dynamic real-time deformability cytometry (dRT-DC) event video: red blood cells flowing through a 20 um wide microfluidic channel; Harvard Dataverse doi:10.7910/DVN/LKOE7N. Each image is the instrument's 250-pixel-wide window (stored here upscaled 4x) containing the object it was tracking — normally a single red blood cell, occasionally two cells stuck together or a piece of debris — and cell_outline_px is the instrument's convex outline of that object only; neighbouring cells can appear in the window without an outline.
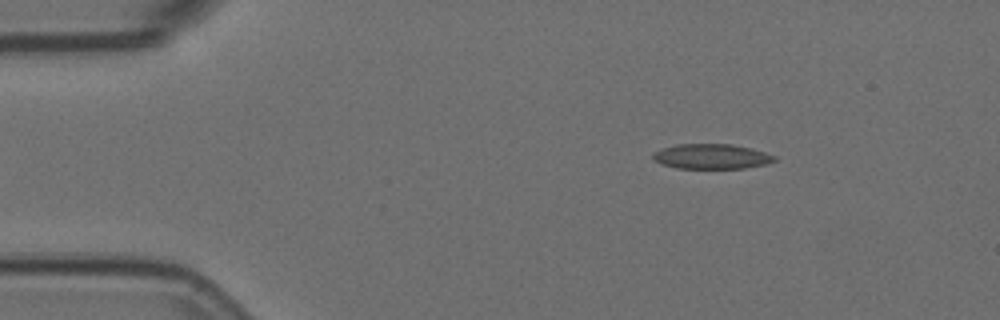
{"species": "Egyptian fruit bat (a non-hibernating species)", "species_latin": "Rousettus aegyptiacus", "temperature_condition": "room temperature", "stored_images_in_passage": 4, "camera_frame_rate_fps": 3000, "um_per_image_px": 0.085, "animal": {"sex": "female"}, "frame": {"image": 1, "passage_image": 2, "time_ms": 0.333, "image_size_px": [1000, 320], "cell_outline_px": [[776, 160], [764, 164], [744, 168], [676, 168], [652, 160], [652, 152], [676, 144], [732, 144], [764, 152], [776, 156]], "centroid_in_image_um": [60.44, 13.29], "position_along_channel_um": 24.6, "area_um2": 17.51}}